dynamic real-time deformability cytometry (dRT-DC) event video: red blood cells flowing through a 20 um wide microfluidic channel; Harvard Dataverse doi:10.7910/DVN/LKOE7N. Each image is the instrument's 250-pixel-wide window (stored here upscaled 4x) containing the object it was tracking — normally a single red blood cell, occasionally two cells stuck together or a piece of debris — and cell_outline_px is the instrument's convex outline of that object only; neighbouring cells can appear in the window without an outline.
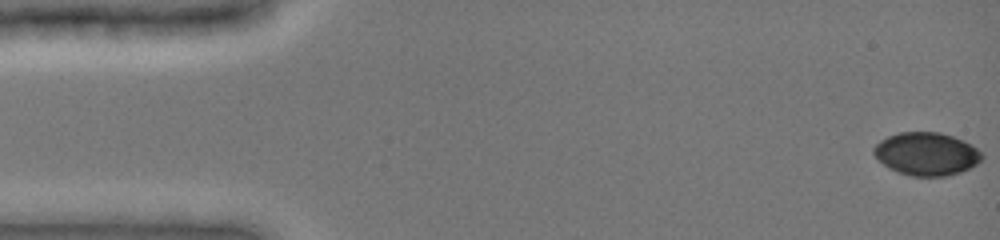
{"species": "common noctule bat (a hibernating species)", "species_latin": "Nyctalus noctula", "temperature_condition": "cold", "stored_images_in_passage": 49, "camera_frame_rate_fps": 3000, "um_per_image_px": 0.085, "animal": {"sex": "female", "body_mass_g": 19.0, "forearm_length_mm": 51.5}, "frame": {"image": 1, "passage_image": 1, "time_ms": 0.0, "image_size_px": [1000, 240], "cell_outline_px": [[984, 156], [976, 164], [960, 172], [948, 176], [912, 176], [896, 172], [888, 168], [872, 152], [872, 148], [880, 140], [888, 136], [900, 132], [940, 132], [952, 136], [972, 144]], "centroid_in_image_um": [78.73, 13.08], "position_along_channel_um": 6.3, "area_um2": 27.05}}
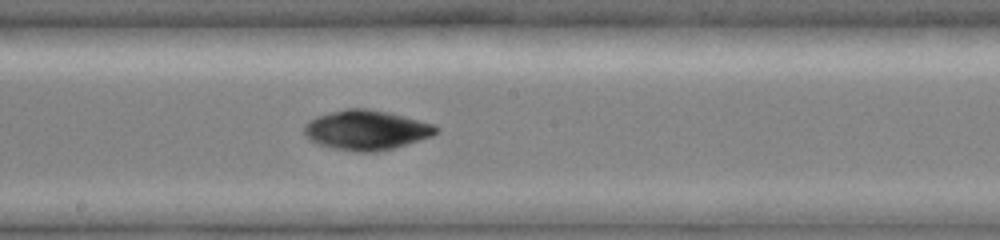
{"frame": {"image": 2, "passage_image": 27, "time_ms": 8.667, "image_size_px": [1000, 240], "cell_outline_px": [[440, 132], [432, 136], [420, 140], [392, 148], [376, 152], [356, 152], [332, 148], [308, 140], [304, 136], [304, 124], [308, 120], [316, 116], [344, 108], [368, 108], [388, 112], [436, 124], [440, 128]], "centroid_in_image_um": [31.14, 11.05], "position_along_channel_um": 217.1, "area_um2": 30.92}}
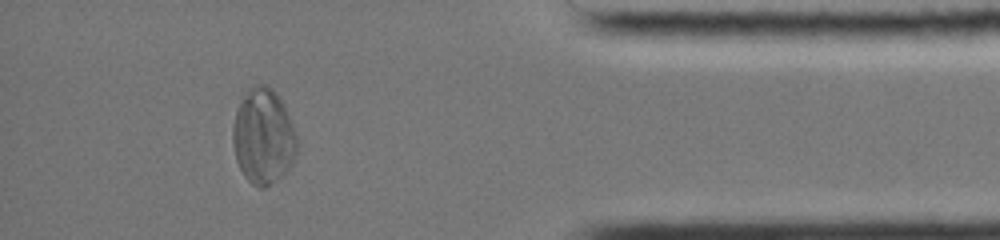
{"frame": {"image": 3, "passage_image": 44, "time_ms": 14.333, "image_size_px": [1000, 240], "cell_outline_px": [[300, 144], [292, 164], [284, 176], [264, 188], [260, 188], [252, 184], [244, 176], [236, 160], [232, 144], [232, 124], [236, 112], [248, 88], [252, 84], [264, 84], [272, 88], [276, 92], [292, 124]], "centroid_in_image_um": [22.39, 11.63], "position_along_channel_um": 412.8, "area_um2": 36.07}}